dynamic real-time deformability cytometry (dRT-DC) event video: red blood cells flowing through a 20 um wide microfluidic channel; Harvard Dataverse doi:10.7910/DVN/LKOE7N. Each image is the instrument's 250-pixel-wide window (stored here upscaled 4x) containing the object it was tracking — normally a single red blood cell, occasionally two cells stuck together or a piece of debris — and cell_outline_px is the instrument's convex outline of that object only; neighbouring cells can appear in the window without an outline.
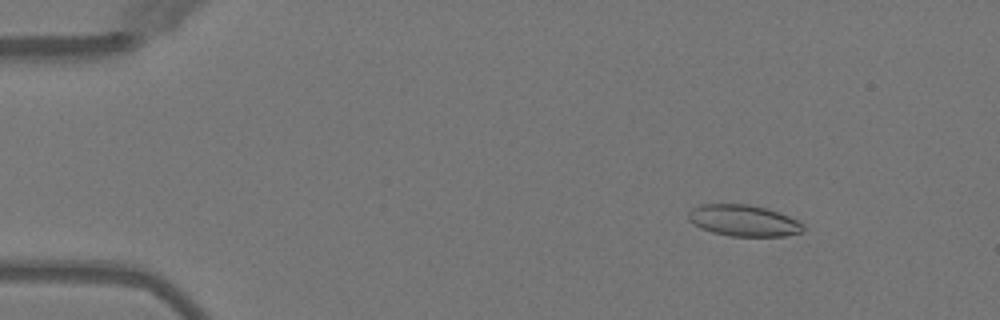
{"species": "Egyptian fruit bat (a non-hibernating species)", "species_latin": "Rousettus aegyptiacus", "temperature_condition": "warm", "stored_images_in_passage": 4, "camera_frame_rate_fps": 3000, "um_per_image_px": 0.085, "animal": {"sex": "female"}, "frame": {"image": 1, "passage_image": 2, "time_ms": 1.667, "image_size_px": [1000, 320], "cell_outline_px": [[804, 228], [800, 232], [784, 236], [728, 236], [712, 232], [700, 228], [692, 224], [688, 220], [688, 212], [692, 208], [700, 204], [748, 204], [768, 208], [800, 220], [804, 224]], "centroid_in_image_um": [63.19, 18.74], "position_along_channel_um": 21.8, "area_um2": 21.27}}